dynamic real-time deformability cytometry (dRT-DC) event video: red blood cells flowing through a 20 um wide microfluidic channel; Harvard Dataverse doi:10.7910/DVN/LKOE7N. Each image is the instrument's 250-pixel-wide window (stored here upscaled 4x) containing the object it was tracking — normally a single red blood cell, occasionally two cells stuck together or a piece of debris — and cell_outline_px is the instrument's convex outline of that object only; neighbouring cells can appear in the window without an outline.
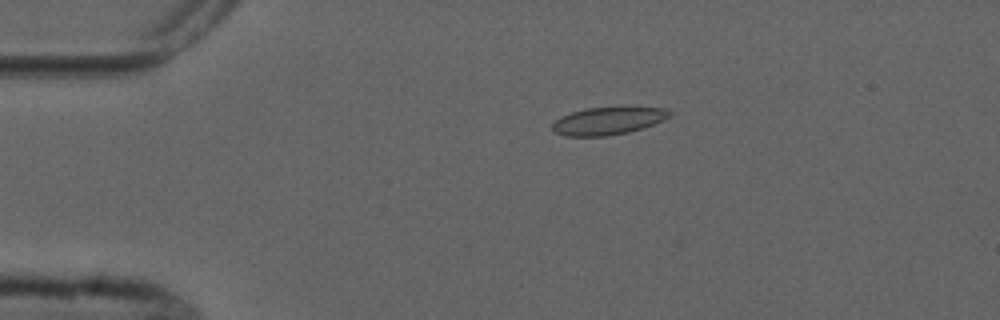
{"species": "common noctule bat (a hibernating species)", "species_latin": "Nyctalus noctula", "temperature_condition": "cold", "stored_images_in_passage": 5, "camera_frame_rate_fps": 3000, "um_per_image_px": 0.085, "animal": {"sex": "male", "forearm_length_mm": 52.5}, "frame": {"image": 1, "passage_image": 3, "time_ms": 2.333, "image_size_px": [1000, 320], "cell_outline_px": [[672, 116], [664, 120], [644, 128], [628, 132], [608, 136], [564, 136], [556, 132], [552, 128], [552, 124], [560, 116], [584, 108], [664, 108], [672, 112]], "centroid_in_image_um": [51.68, 10.29], "position_along_channel_um": 33.3, "area_um2": 18.73}}
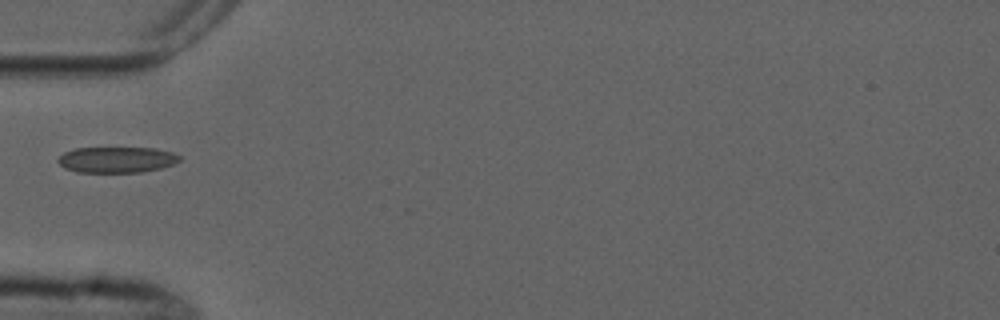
{"frame": {"image": 2, "passage_image": 5, "time_ms": 4.667, "image_size_px": [1000, 320], "cell_outline_px": [[180, 160], [172, 164], [160, 168], [140, 172], [76, 172], [64, 168], [56, 160], [64, 152], [76, 148], [156, 148], [172, 152], [180, 156]], "centroid_in_image_um": [9.89, 13.57], "position_along_channel_um": 75.1, "area_um2": 18.26}}